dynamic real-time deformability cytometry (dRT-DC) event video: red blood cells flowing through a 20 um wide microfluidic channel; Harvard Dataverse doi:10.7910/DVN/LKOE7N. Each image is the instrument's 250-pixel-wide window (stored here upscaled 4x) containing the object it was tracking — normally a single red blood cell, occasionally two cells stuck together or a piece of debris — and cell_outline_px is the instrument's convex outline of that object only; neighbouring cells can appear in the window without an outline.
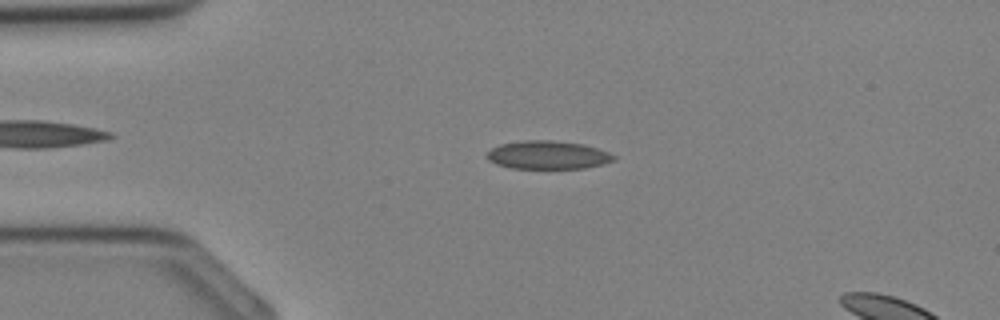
{"species": "Egyptian fruit bat (a non-hibernating species)", "species_latin": "Rousettus aegyptiacus", "temperature_condition": "cold", "stored_images_in_passage": 10, "camera_frame_rate_fps": 3000, "um_per_image_px": 0.085, "animal": {"sex": "female"}, "frame": {"image": 1, "passage_image": 7, "time_ms": 2.0, "image_size_px": [1000, 320], "cell_outline_px": [[616, 160], [604, 164], [584, 168], [512, 168], [496, 164], [488, 160], [488, 152], [492, 148], [500, 144], [524, 140], [552, 140], [584, 144], [608, 152], [616, 156]], "centroid_in_image_um": [46.59, 13.17], "position_along_channel_um": 38.4, "area_um2": 20.87}}